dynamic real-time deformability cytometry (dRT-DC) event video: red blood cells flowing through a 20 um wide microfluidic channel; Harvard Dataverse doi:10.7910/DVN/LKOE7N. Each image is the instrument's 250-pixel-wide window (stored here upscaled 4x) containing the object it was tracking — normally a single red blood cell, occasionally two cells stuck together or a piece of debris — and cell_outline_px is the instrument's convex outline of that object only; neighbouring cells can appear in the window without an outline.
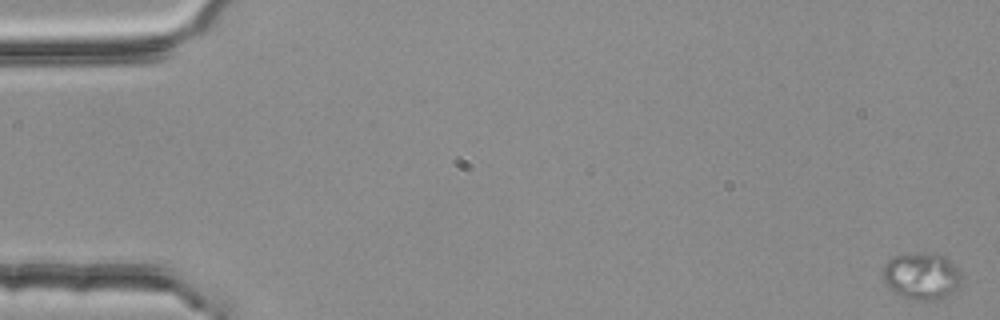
{"species": "common noctule bat (a hibernating species)", "species_latin": "Nyctalus noctula", "temperature_condition": "room temperature", "stored_images_in_passage": 2, "camera_frame_rate_fps": 3000, "um_per_image_px": 0.085, "animal": {"sex": "female", "body_mass_g": 25.1}, "frame": {"image": 1, "passage_image": 2, "time_ms": 0.333, "image_size_px": [1000, 320], "cell_outline_px": [[960, 284], [948, 296], [936, 300], [916, 300], [900, 296], [888, 288], [884, 280], [884, 264], [888, 260], [896, 256], [912, 252], [936, 252], [944, 256], [956, 268], [960, 276]], "centroid_in_image_um": [78.31, 23.45], "position_along_channel_um": 6.7, "area_um2": 21.5}}